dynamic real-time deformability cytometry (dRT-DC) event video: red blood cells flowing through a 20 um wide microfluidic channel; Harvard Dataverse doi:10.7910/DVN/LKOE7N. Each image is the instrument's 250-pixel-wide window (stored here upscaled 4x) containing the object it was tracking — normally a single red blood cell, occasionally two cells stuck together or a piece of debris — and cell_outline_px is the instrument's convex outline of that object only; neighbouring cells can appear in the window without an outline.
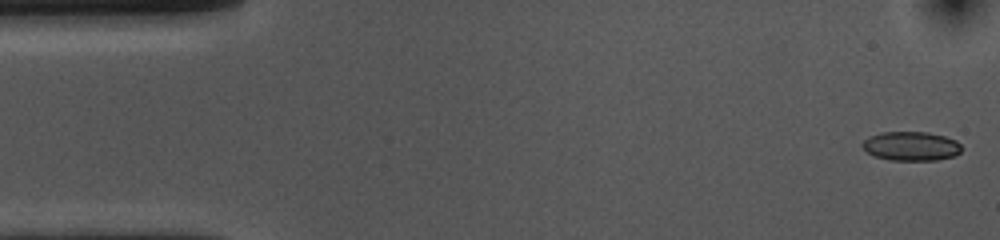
{"species": "common noctule bat (a hibernating species)", "species_latin": "Nyctalus noctula", "temperature_condition": "cold", "stored_images_in_passage": 52, "camera_frame_rate_fps": 3000, "um_per_image_px": 0.085, "animal": {"sex": "female", "body_mass_g": 10.0, "forearm_length_mm": 53.1}, "frame": {"image": 1, "passage_image": 1, "time_ms": 0.0, "image_size_px": [1000, 240], "cell_outline_px": [[960, 152], [956, 156], [936, 160], [892, 160], [876, 156], [868, 152], [860, 144], [868, 136], [884, 132], [928, 132], [944, 136], [956, 140], [960, 144]], "centroid_in_image_um": [77.46, 12.41], "position_along_channel_um": 7.5, "area_um2": 16.76}}
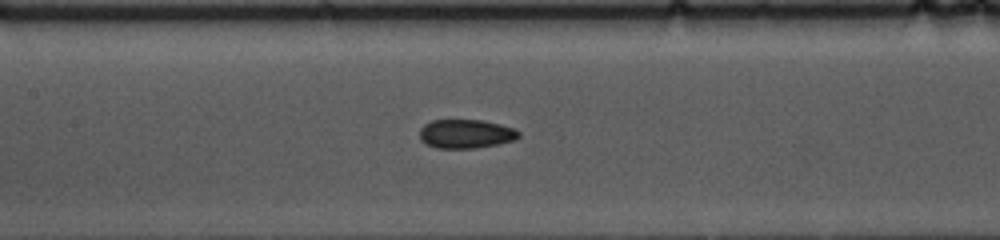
{"frame": {"image": 2, "passage_image": 23, "time_ms": 7.333, "image_size_px": [1000, 240], "cell_outline_px": [[520, 136], [516, 140], [496, 144], [472, 148], [436, 148], [420, 140], [420, 128], [424, 124], [432, 120], [480, 120], [500, 124], [516, 128], [520, 132]], "centroid_in_image_um": [39.61, 11.37], "position_along_channel_um": 167.8, "area_um2": 16.7}}
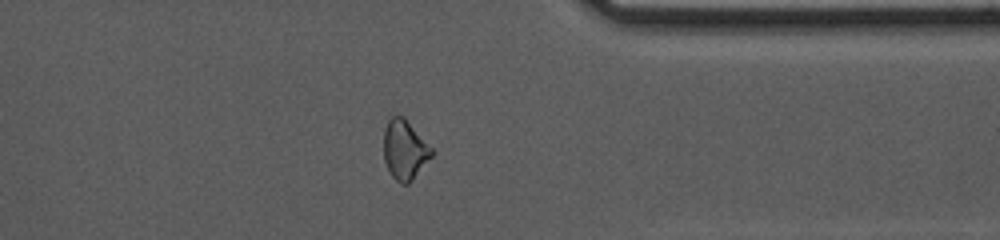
{"frame": {"image": 3, "passage_image": 41, "time_ms": 13.333, "image_size_px": [1000, 240], "cell_outline_px": [[436, 152], [412, 180], [408, 184], [400, 184], [388, 172], [384, 160], [384, 128], [388, 120], [392, 116], [404, 116]], "centroid_in_image_um": [34.4, 12.74], "position_along_channel_um": 377.0, "area_um2": 16.88}, "authors_computed_cell_mechanics": {"area_um2": 17.0799, "velocity_mm_per_s": 3.669, "shape_relaxation_time_tau1_ms": null, "shape_relaxation_time_tau2_ms": 3.9602, "deformation_change_tau1": null, "deformation_change_tau2": 0.0989}}